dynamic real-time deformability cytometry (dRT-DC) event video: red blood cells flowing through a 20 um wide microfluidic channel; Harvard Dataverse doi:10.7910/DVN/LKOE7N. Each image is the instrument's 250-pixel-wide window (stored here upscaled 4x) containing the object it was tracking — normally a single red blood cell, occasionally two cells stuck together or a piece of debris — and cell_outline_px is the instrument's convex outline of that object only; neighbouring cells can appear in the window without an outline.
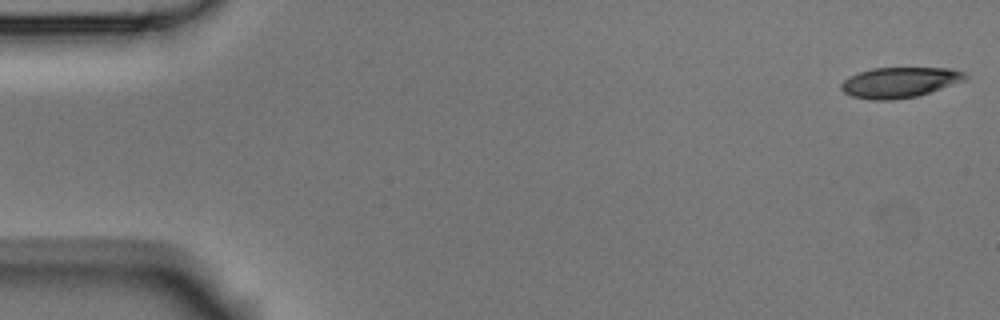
{"species": "Egyptian fruit bat (a non-hibernating species)", "species_latin": "Rousettus aegyptiacus", "temperature_condition": "room temperature", "stored_images_in_passage": 5, "camera_frame_rate_fps": 3000, "um_per_image_px": 0.085, "animal": {"sex": "male"}, "frame": {"image": 1, "passage_image": 1, "time_ms": 0.0, "image_size_px": [1000, 320], "cell_outline_px": [[968, 76], [964, 80], [916, 96], [892, 100], [872, 100], [852, 96], [844, 92], [840, 88], [840, 84], [848, 76], [872, 68], [952, 68], [964, 72]], "centroid_in_image_um": [76.42, 6.99], "position_along_channel_um": 8.6, "area_um2": 21.79}}
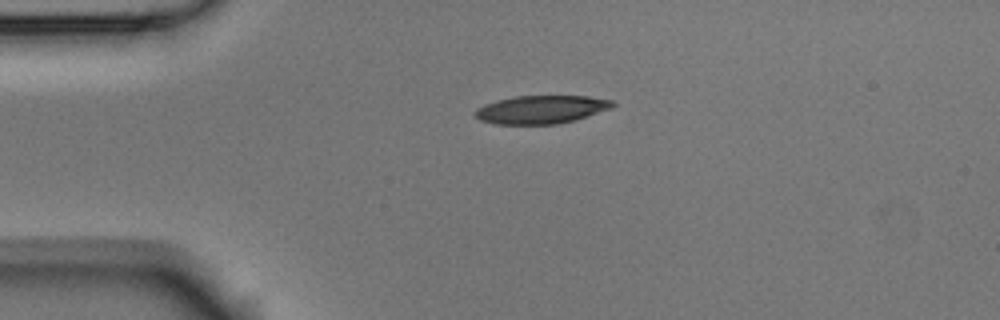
{"frame": {"image": 2, "passage_image": 4, "time_ms": 1.0, "image_size_px": [1000, 320], "cell_outline_px": [[616, 104], [612, 108], [572, 120], [556, 124], [496, 124], [480, 120], [472, 112], [476, 108], [484, 104], [496, 100], [516, 96], [588, 96], [612, 100]], "centroid_in_image_um": [45.96, 9.3], "position_along_channel_um": 39.0, "area_um2": 22.48}}